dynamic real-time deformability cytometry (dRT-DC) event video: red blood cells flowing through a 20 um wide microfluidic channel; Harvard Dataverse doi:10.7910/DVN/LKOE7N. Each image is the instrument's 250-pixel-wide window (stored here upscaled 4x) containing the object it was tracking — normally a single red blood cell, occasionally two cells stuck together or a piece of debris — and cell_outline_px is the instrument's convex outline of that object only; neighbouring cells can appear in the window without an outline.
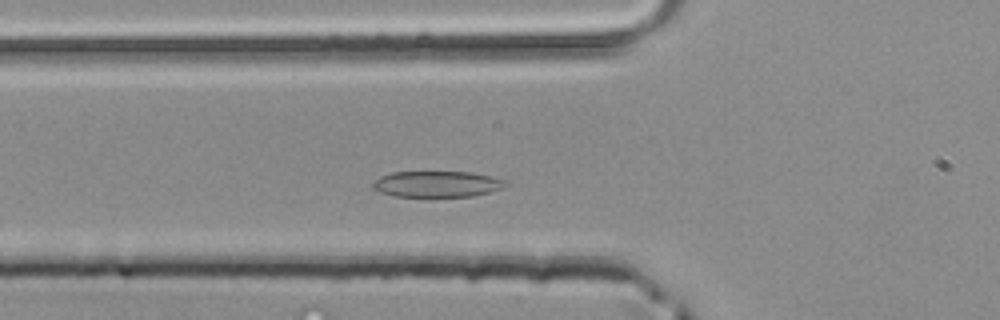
{"species": "common noctule bat (a hibernating species)", "species_latin": "Nyctalus noctula", "temperature_condition": "room temperature", "stored_images_in_passage": 41, "camera_frame_rate_fps": 3000, "um_per_image_px": 0.085, "animal": {"sex": "male", "body_mass_g": 20.4}, "frame": {"image": 1, "passage_image": 10, "time_ms": 3.0, "image_size_px": [1000, 320], "cell_outline_px": [[508, 184], [500, 188], [488, 192], [472, 196], [392, 196], [380, 192], [372, 188], [372, 184], [380, 176], [392, 172], [468, 172], [488, 176], [504, 180]], "centroid_in_image_um": [37.08, 15.64], "position_along_channel_um": 88.7, "area_um2": 19.83}}
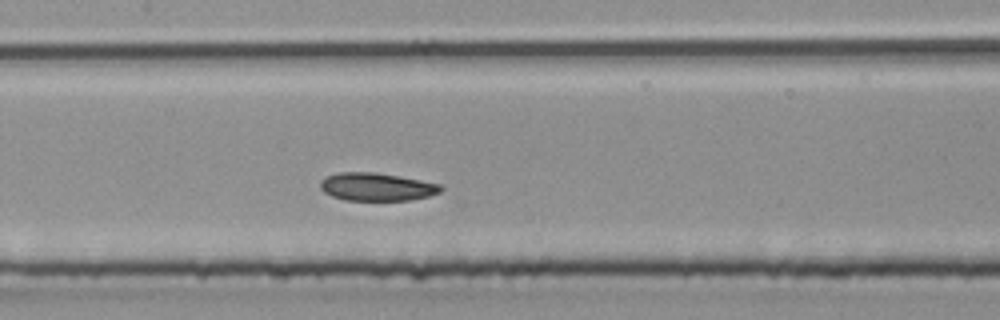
{"frame": {"image": 2, "passage_image": 16, "time_ms": 5.0, "image_size_px": [1000, 320], "cell_outline_px": [[444, 188], [440, 192], [428, 196], [408, 200], [344, 200], [332, 196], [324, 192], [320, 188], [320, 180], [324, 176], [340, 172], [376, 172], [400, 176], [440, 184]], "centroid_in_image_um": [31.98, 15.87], "position_along_channel_um": 175.4, "area_um2": 19.71}}
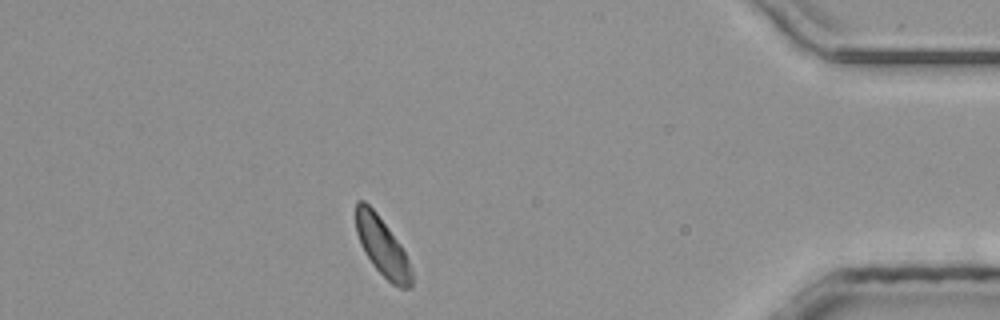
{"frame": {"image": 3, "passage_image": 35, "time_ms": 11.333, "image_size_px": [1000, 320], "cell_outline_px": [[412, 288], [400, 288], [392, 284], [372, 264], [364, 252], [360, 244], [356, 232], [356, 200], [364, 200], [376, 212], [400, 244], [408, 260], [412, 272]], "centroid_in_image_um": [32.48, 20.97], "position_along_channel_um": 402.7, "area_um2": 18.84}}